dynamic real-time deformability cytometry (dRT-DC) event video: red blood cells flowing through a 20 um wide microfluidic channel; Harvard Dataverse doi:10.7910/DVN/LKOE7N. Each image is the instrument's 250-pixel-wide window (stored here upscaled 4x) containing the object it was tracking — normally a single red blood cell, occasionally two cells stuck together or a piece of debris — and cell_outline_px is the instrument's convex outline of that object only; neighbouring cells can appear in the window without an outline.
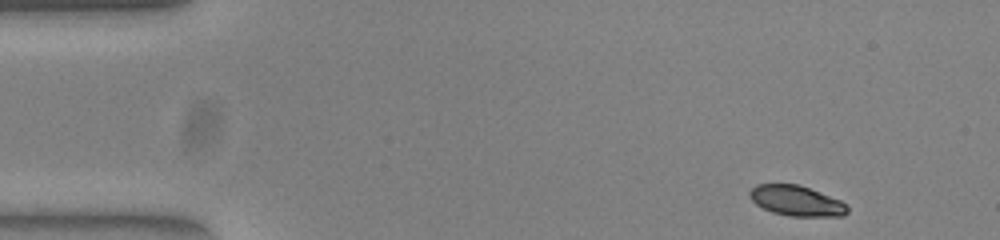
{"species": "common noctule bat (a hibernating species)", "species_latin": "Nyctalus noctula", "temperature_condition": "warm", "stored_images_in_passage": 49, "camera_frame_rate_fps": 3000, "um_per_image_px": 0.085, "animal": {"sex": "female", "body_mass_g": 23.0, "forearm_length_mm": 53.4}, "frame": {"image": 1, "passage_image": 1, "time_ms": 0.0, "image_size_px": [1000, 240], "cell_outline_px": [[848, 212], [844, 216], [792, 216], [772, 212], [756, 204], [748, 196], [748, 192], [756, 184], [796, 184], [808, 188], [840, 200], [848, 208]], "centroid_in_image_um": [67.67, 17.07], "position_along_channel_um": 17.3, "area_um2": 17.05}}
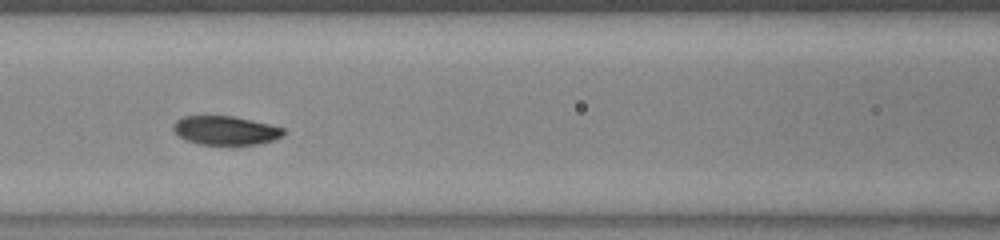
{"frame": {"image": 2, "passage_image": 19, "time_ms": 6.0, "image_size_px": [1000, 240], "cell_outline_px": [[284, 132], [280, 136], [272, 140], [256, 144], [200, 144], [188, 140], [180, 136], [172, 128], [176, 120], [184, 116], [232, 116], [268, 124], [284, 128]], "centroid_in_image_um": [19.14, 11.07], "position_along_channel_um": 147.5, "area_um2": 18.03}}
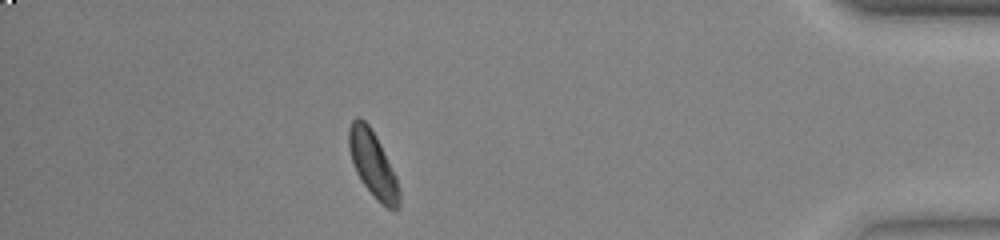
{"frame": {"image": 3, "passage_image": 43, "time_ms": 14.0, "image_size_px": [1000, 240], "cell_outline_px": [[400, 208], [388, 208], [380, 204], [376, 200], [364, 184], [356, 172], [348, 148], [348, 128], [352, 120], [356, 116], [360, 116], [368, 124], [376, 136], [396, 176], [400, 188]], "centroid_in_image_um": [31.69, 13.95], "position_along_channel_um": 403.5, "area_um2": 19.36}}